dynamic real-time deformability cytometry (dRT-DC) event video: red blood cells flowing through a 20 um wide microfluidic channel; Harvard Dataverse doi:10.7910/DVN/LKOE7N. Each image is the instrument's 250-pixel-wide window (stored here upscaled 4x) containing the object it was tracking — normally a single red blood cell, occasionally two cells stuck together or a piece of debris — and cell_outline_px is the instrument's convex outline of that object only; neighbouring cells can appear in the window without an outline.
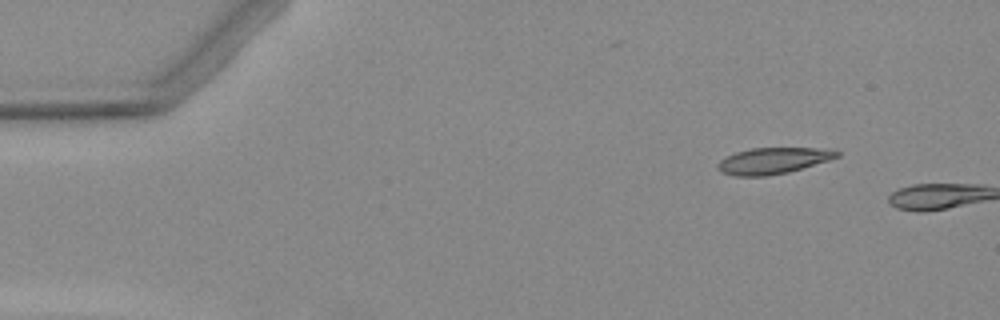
{"species": "Egyptian fruit bat (a non-hibernating species)", "species_latin": "Rousettus aegyptiacus", "temperature_condition": "warm", "stored_images_in_passage": 2, "camera_frame_rate_fps": 3000, "um_per_image_px": 0.085, "animal": {"sex": "female"}, "frame": {"image": 1, "passage_image": 1, "time_ms": 0.0, "image_size_px": [1000, 320], "cell_outline_px": [[840, 156], [828, 160], [788, 172], [764, 176], [736, 176], [724, 172], [720, 168], [720, 160], [736, 152], [752, 148], [816, 148], [840, 152]], "centroid_in_image_um": [65.73, 13.65], "position_along_channel_um": 19.3, "area_um2": 17.63}}